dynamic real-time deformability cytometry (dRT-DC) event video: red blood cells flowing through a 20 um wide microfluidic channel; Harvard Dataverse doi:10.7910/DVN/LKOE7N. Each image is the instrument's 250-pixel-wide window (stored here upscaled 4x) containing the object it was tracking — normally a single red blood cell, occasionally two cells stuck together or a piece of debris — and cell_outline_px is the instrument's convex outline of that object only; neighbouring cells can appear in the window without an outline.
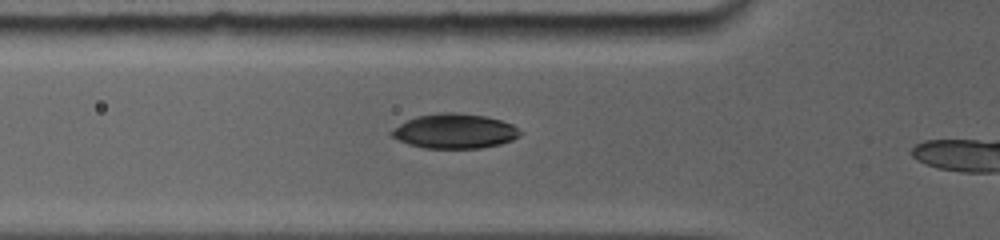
{"species": "common noctule bat (a hibernating species)", "species_latin": "Nyctalus noctula", "temperature_condition": "room temperature", "stored_images_in_passage": 14, "camera_frame_rate_fps": 5000, "um_per_image_px": 0.085, "animal": {"sex": "female", "body_mass_g": 19.0, "forearm_length_mm": 56.7}, "frame": {"image": 1, "passage_image": 6, "time_ms": 2.8, "image_size_px": [1000, 240], "cell_outline_px": [[520, 132], [512, 140], [500, 144], [480, 148], [424, 148], [408, 144], [392, 136], [392, 132], [400, 124], [416, 116], [444, 112], [452, 112], [484, 116], [500, 120], [512, 124]], "centroid_in_image_um": [38.64, 11.15], "position_along_channel_um": 87.2, "area_um2": 25.43}}
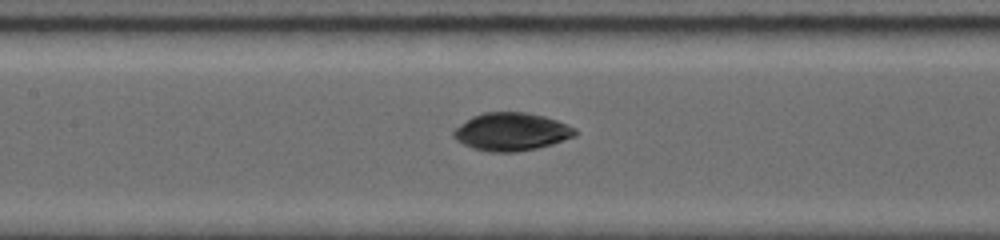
{"frame": {"image": 2, "passage_image": 10, "time_ms": 4.8, "image_size_px": [1000, 240], "cell_outline_px": [[576, 132], [572, 136], [536, 148], [512, 152], [488, 152], [464, 144], [452, 132], [456, 128], [472, 116], [484, 112], [524, 112], [544, 116], [556, 120], [572, 128]], "centroid_in_image_um": [43.42, 11.18], "position_along_channel_um": 164.0, "area_um2": 25.89}}
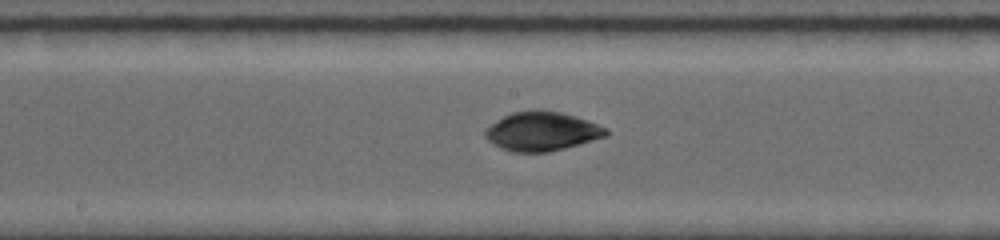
{"frame": {"image": 3, "passage_image": 12, "time_ms": 5.8, "image_size_px": [1000, 240], "cell_outline_px": [[608, 132], [604, 136], [564, 148], [548, 152], [512, 152], [500, 148], [488, 140], [484, 132], [492, 124], [504, 116], [512, 112], [560, 112], [608, 128]], "centroid_in_image_um": [46.03, 11.2], "position_along_channel_um": 202.2, "area_um2": 26.36}}